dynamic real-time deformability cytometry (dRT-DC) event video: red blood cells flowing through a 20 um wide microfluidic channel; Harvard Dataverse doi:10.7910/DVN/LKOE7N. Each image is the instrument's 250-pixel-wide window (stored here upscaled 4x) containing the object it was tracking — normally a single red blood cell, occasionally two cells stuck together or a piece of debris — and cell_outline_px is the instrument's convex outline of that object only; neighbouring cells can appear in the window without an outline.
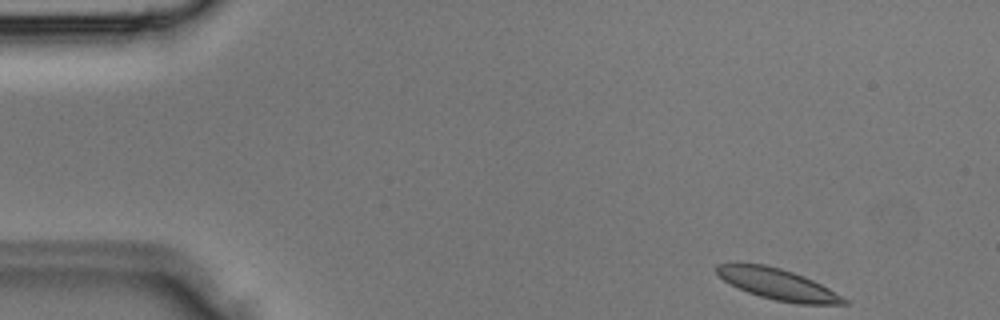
{"species": "Egyptian fruit bat (a non-hibernating species)", "species_latin": "Rousettus aegyptiacus", "temperature_condition": "room temperature", "stored_images_in_passage": 34, "camera_frame_rate_fps": 3000, "um_per_image_px": 0.085, "animal": {"sex": "male"}, "frame": {"image": 1, "passage_image": 1, "time_ms": 0.0, "image_size_px": [1000, 320], "cell_outline_px": [[848, 304], [796, 304], [776, 300], [760, 296], [748, 292], [724, 280], [716, 272], [716, 264], [736, 260], [764, 264], [780, 268], [804, 276], [828, 288], [848, 300]], "centroid_in_image_um": [66.04, 24.11], "position_along_channel_um": 19.0, "area_um2": 23.18}}
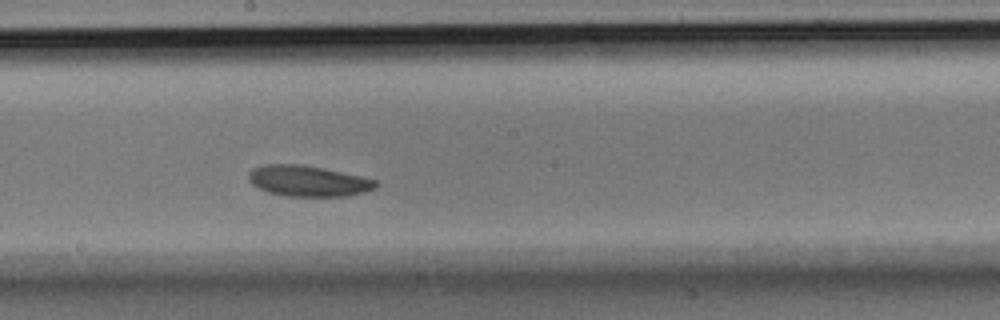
{"frame": {"image": 2, "passage_image": 17, "time_ms": 5.333, "image_size_px": [1000, 320], "cell_outline_px": [[380, 184], [376, 188], [364, 192], [348, 196], [284, 196], [268, 192], [252, 184], [248, 180], [248, 172], [252, 168], [264, 164], [304, 164], [324, 168], [360, 176], [376, 180]], "centroid_in_image_um": [26.18, 15.37], "position_along_channel_um": 222.0, "area_um2": 23.06}}
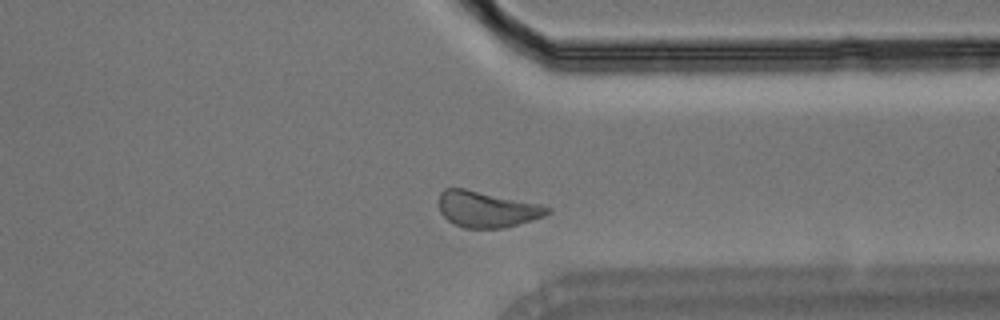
{"frame": {"image": 3, "passage_image": 25, "time_ms": 8.0, "image_size_px": [1000, 320], "cell_outline_px": [[552, 212], [544, 216], [504, 228], [464, 228], [448, 220], [440, 212], [440, 192], [444, 188], [464, 188], [540, 204], [552, 208]], "centroid_in_image_um": [41.4, 17.78], "position_along_channel_um": 370.0, "area_um2": 22.66}}